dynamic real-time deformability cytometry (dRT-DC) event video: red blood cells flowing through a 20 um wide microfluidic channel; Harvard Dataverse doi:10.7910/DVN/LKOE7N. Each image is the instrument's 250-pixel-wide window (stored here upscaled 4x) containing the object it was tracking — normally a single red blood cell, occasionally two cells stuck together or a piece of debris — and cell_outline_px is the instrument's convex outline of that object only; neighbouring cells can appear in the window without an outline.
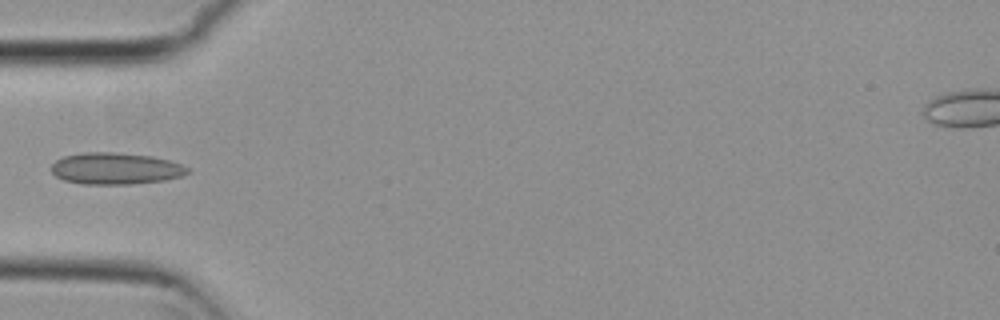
{"species": "common noctule bat (a hibernating species)", "species_latin": "Nyctalus noctula", "temperature_condition": "cold", "stored_images_in_passage": 4, "camera_frame_rate_fps": 3000, "um_per_image_px": 0.085, "animal": {"sex": "female", "body_mass_g": 29.2, "forearm_length_mm": 56.3}, "frame": {"image": 1, "passage_image": 4, "time_ms": 1.0, "image_size_px": [1000, 320], "cell_outline_px": [[192, 168], [184, 176], [164, 180], [132, 184], [84, 184], [64, 180], [56, 176], [52, 172], [52, 164], [56, 160], [64, 156], [84, 152], [116, 152], [152, 156], [168, 160]], "centroid_in_image_um": [9.85, 14.32], "position_along_channel_um": 75.1, "area_um2": 25.2}}